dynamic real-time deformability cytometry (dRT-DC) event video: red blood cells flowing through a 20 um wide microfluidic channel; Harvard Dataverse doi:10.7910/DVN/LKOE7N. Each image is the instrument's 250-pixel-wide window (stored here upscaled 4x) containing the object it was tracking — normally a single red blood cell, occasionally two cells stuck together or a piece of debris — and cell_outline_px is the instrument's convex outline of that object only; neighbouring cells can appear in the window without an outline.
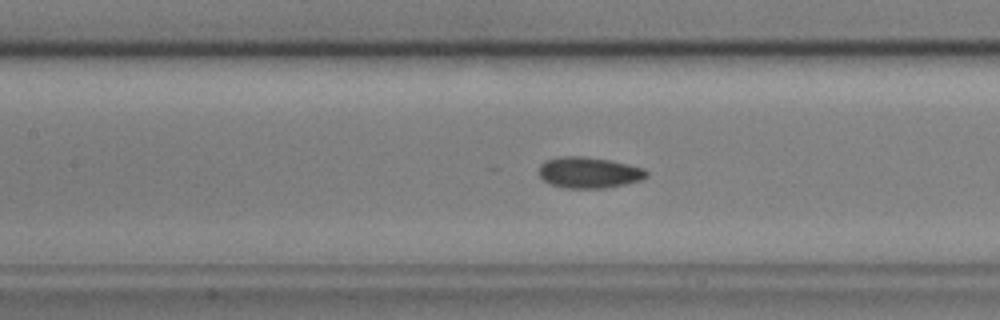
{"species": "common noctule bat (a hibernating species)", "species_latin": "Nyctalus noctula", "temperature_condition": "cold", "stored_images_in_passage": 56, "camera_frame_rate_fps": 3000, "um_per_image_px": 0.085, "animal": {"sex": "male", "body_mass_g": 17.9, "forearm_length_mm": 54.2}, "frame": {"image": 1, "passage_image": 24, "time_ms": 7.667, "image_size_px": [1000, 320], "cell_outline_px": [[648, 176], [640, 180], [624, 184], [604, 188], [564, 188], [552, 184], [544, 180], [540, 176], [540, 164], [548, 160], [560, 156], [584, 156], [608, 160], [628, 164], [644, 168], [648, 172]], "centroid_in_image_um": [50.07, 14.66], "position_along_channel_um": 157.3, "area_um2": 19.31}}
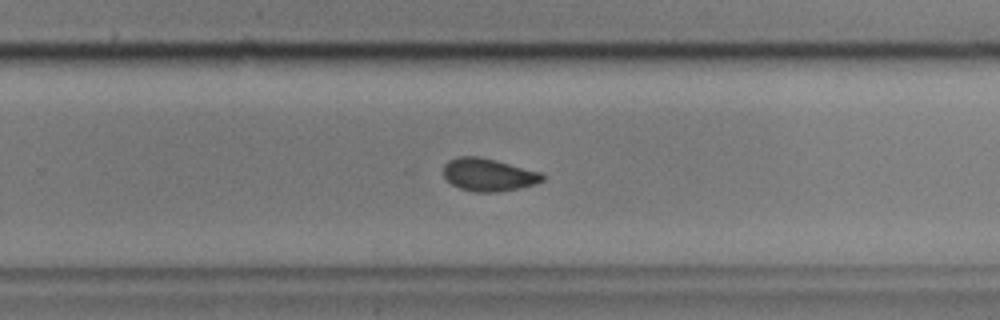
{"frame": {"image": 2, "passage_image": 35, "time_ms": 11.333, "image_size_px": [1000, 320], "cell_outline_px": [[544, 180], [536, 184], [520, 188], [496, 192], [476, 192], [460, 188], [452, 184], [444, 176], [444, 164], [448, 160], [460, 156], [476, 156], [496, 160], [540, 172], [544, 176]], "centroid_in_image_um": [41.52, 14.85], "position_along_channel_um": 288.3, "area_um2": 18.79}}
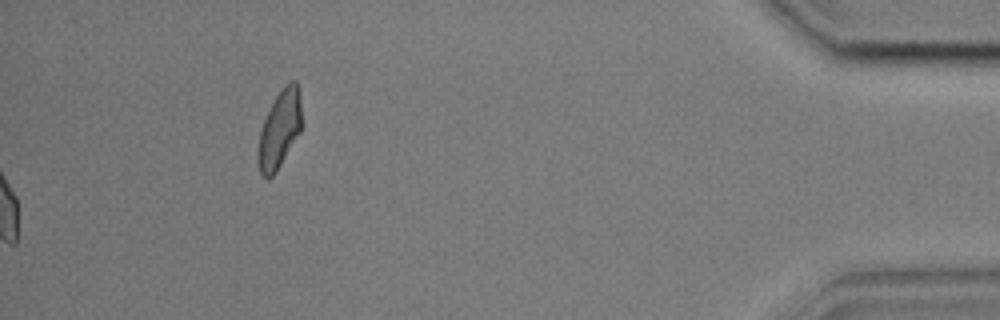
{"frame": {"image": 3, "passage_image": 56, "time_ms": 18.333, "image_size_px": [1000, 320], "cell_outline_px": [[300, 132], [276, 172], [268, 180], [260, 172], [256, 160], [256, 156], [260, 132], [264, 120], [280, 88], [288, 80], [296, 80], [300, 96]], "centroid_in_image_um": [23.74, 11.0], "position_along_channel_um": 411.5, "area_um2": 19.65}, "authors_computed_cell_mechanics": {"area_um2": 19.074, "velocity_mm_per_s": 3.5908, "shape_relaxation_time_tau1_ms": 3.2138, "shape_relaxation_time_tau2_ms": 1.8743, "deformation_change_tau1": 0.0895, "deformation_change_tau2": 0.0669}}